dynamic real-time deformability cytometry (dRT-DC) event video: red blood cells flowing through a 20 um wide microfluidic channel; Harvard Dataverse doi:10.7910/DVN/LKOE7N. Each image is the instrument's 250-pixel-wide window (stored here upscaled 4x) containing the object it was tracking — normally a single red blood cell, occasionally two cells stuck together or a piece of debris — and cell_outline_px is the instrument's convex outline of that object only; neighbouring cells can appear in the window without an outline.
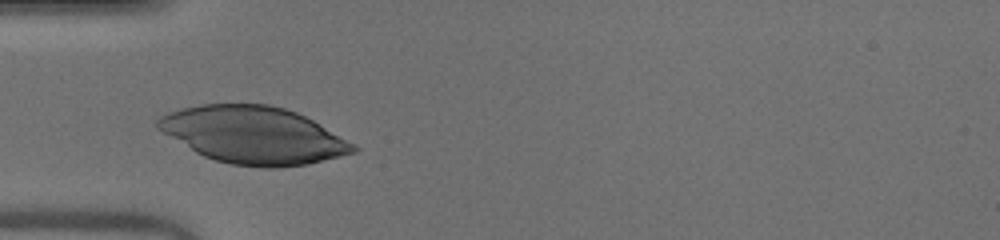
{"species": "human", "species_latin": "Homo sapiens", "temperature_condition": "warm", "stored_images_in_passage": 28, "camera_frame_rate_fps": 3000, "um_per_image_px": 0.085, "donor": {"sex": "male"}, "frame": {"image": 1, "passage_image": 1, "time_ms": 0.0, "image_size_px": [1000, 240], "cell_outline_px": [[360, 148], [356, 152], [308, 164], [280, 168], [264, 168], [232, 164], [216, 160], [204, 156], [196, 152], [156, 128], [156, 120], [160, 116], [168, 112], [180, 108], [200, 104], [268, 104], [284, 108], [296, 112], [312, 120]], "centroid_in_image_um": [21.52, 11.48], "position_along_channel_um": 63.5, "area_um2": 64.68}}
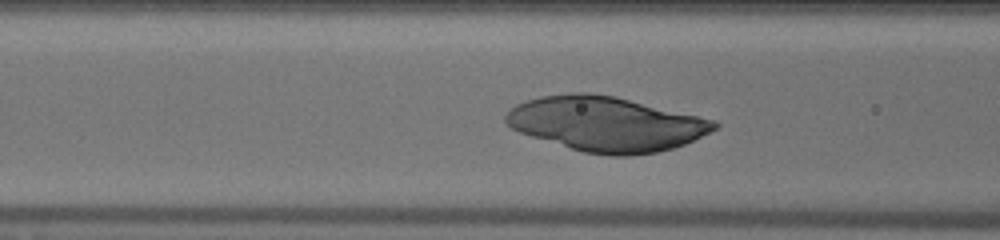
{"frame": {"image": 2, "passage_image": 5, "time_ms": 1.333, "image_size_px": [1000, 240], "cell_outline_px": [[720, 124], [716, 128], [684, 144], [672, 148], [656, 152], [628, 156], [612, 156], [584, 152], [532, 136], [520, 132], [512, 128], [504, 120], [504, 116], [516, 104], [524, 100], [540, 96], [568, 92], [588, 92], [616, 96], [716, 120]], "centroid_in_image_um": [51.5, 10.51], "position_along_channel_um": 115.1, "area_um2": 66.18}}
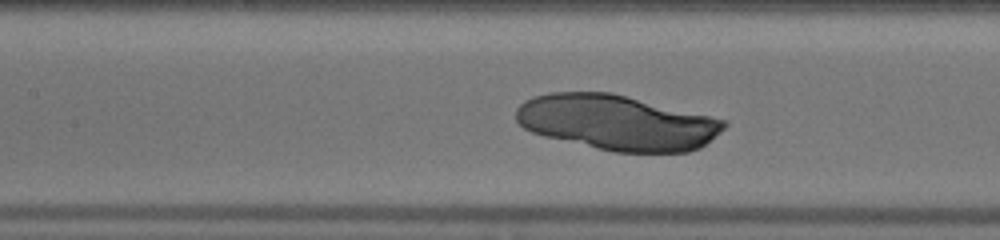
{"frame": {"image": 3, "passage_image": 8, "time_ms": 2.333, "image_size_px": [1000, 240], "cell_outline_px": [[728, 124], [720, 132], [700, 148], [688, 152], [612, 152], [544, 136], [532, 132], [524, 128], [516, 120], [516, 108], [524, 100], [532, 96], [548, 92], [612, 92], [728, 120]], "centroid_in_image_um": [52.44, 10.4], "position_along_channel_um": 155.0, "area_um2": 67.22}}